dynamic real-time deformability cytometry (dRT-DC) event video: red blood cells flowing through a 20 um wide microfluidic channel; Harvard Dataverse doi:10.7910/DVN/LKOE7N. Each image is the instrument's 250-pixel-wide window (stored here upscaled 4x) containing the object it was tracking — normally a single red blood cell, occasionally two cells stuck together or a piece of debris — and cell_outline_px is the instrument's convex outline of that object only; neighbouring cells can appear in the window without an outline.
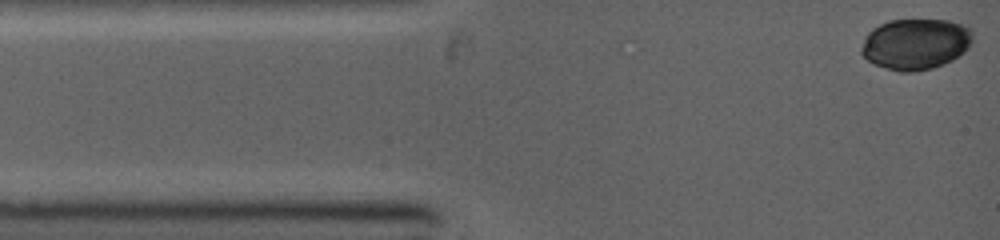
{"species": "common noctule bat (a hibernating species)", "species_latin": "Nyctalus noctula", "temperature_condition": "warm", "stored_images_in_passage": 26, "camera_frame_rate_fps": 5000, "um_per_image_px": 0.085, "animal": {"sex": "female", "body_mass_g": 19.0, "forearm_length_mm": 53.3}, "frame": {"image": 1, "passage_image": 1, "time_ms": 0.0, "image_size_px": [1000, 240], "cell_outline_px": [[972, 40], [968, 48], [964, 52], [952, 60], [944, 64], [932, 68], [912, 72], [900, 72], [872, 64], [860, 52], [860, 48], [864, 36], [872, 28], [888, 20], [948, 20], [972, 28]], "centroid_in_image_um": [77.8, 3.74], "position_along_channel_um": 7.2, "area_um2": 33.35}}